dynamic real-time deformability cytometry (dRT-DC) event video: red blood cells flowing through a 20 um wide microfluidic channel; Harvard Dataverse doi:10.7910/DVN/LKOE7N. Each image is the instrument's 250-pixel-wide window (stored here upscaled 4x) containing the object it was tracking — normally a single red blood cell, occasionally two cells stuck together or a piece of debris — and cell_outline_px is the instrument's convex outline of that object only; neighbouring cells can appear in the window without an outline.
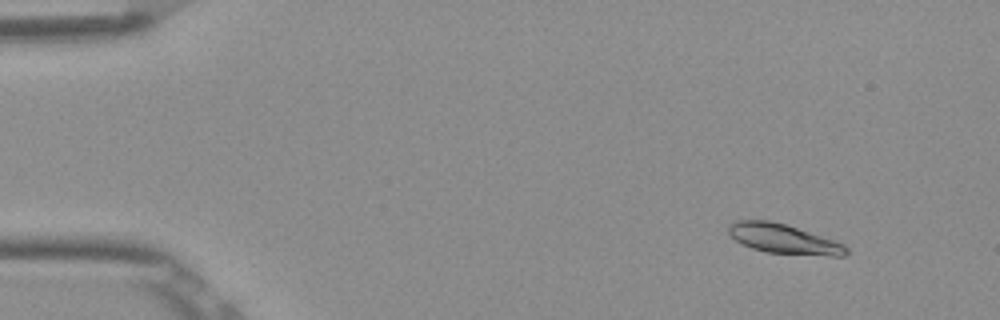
{"species": "Egyptian fruit bat (a non-hibernating species)", "species_latin": "Rousettus aegyptiacus", "temperature_condition": "room temperature", "stored_images_in_passage": 52, "camera_frame_rate_fps": 3000, "um_per_image_px": 0.085, "frame": {"image": 1, "passage_image": 5, "time_ms": 1.333, "image_size_px": [1000, 320], "cell_outline_px": [[848, 252], [844, 256], [828, 256], [764, 252], [752, 248], [736, 240], [728, 232], [728, 224], [732, 220], [768, 220], [784, 224], [844, 244], [848, 248]], "centroid_in_image_um": [66.57, 20.31], "position_along_channel_um": 18.4, "area_um2": 20.06}}
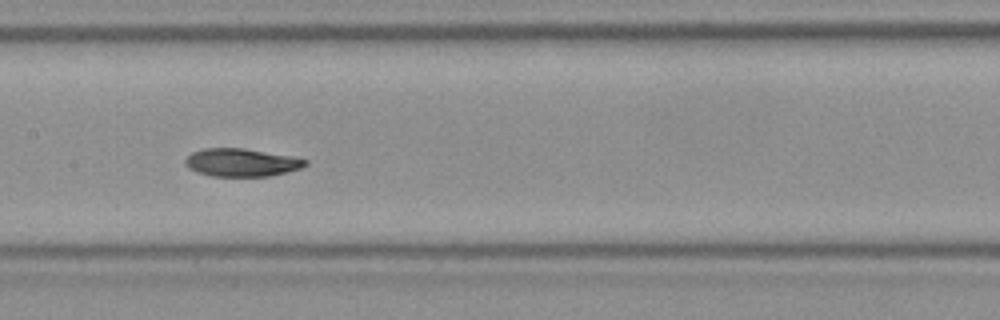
{"frame": {"image": 2, "passage_image": 26, "time_ms": 8.333, "image_size_px": [1000, 320], "cell_outline_px": [[308, 164], [300, 168], [268, 176], [212, 176], [196, 172], [188, 168], [184, 164], [184, 160], [192, 152], [204, 148], [244, 148], [296, 156], [308, 160]], "centroid_in_image_um": [20.52, 13.8], "position_along_channel_um": 186.9, "area_um2": 19.71}}
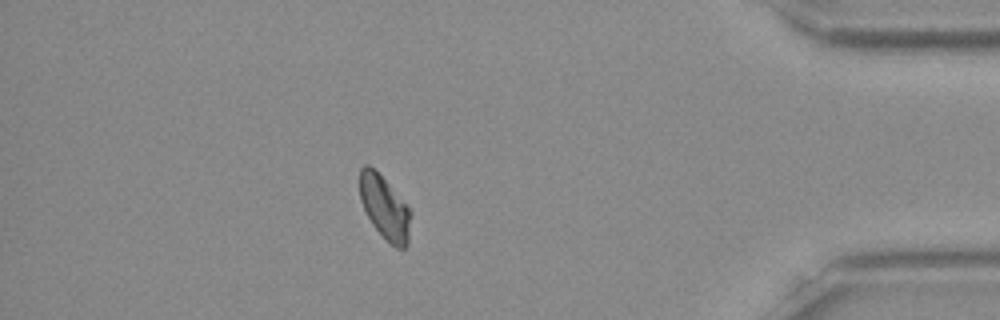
{"frame": {"image": 3, "passage_image": 46, "time_ms": 15.0, "image_size_px": [1000, 320], "cell_outline_px": [[412, 212], [408, 244], [404, 248], [396, 248], [372, 224], [360, 200], [360, 168], [364, 164], [368, 164], [408, 204]], "centroid_in_image_um": [32.73, 17.65], "position_along_channel_um": 402.5, "area_um2": 18.61}, "authors_computed_cell_mechanics": {"area_um2": 19.8543, "velocity_mm_per_s": 3.8585, "shape_relaxation_time_tau1_ms": 3.0391, "shape_relaxation_time_tau2_ms": 2.1132, "deformation_change_tau1": 0.1311, "deformation_change_tau2": 0.0499}}